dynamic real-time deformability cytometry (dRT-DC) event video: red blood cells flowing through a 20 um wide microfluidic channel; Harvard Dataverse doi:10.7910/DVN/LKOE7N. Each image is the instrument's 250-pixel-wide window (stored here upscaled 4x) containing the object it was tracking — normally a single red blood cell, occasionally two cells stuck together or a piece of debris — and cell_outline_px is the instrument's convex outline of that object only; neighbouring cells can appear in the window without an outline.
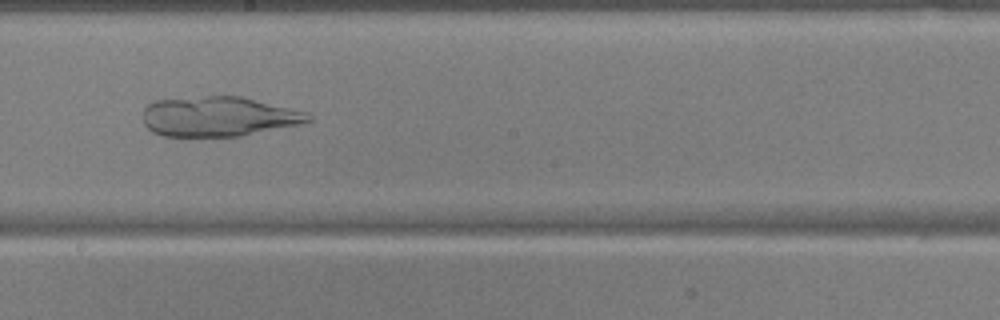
{"species": "common noctule bat (a hibernating species)", "species_latin": "Nyctalus noctula", "temperature_condition": "warm", "stored_images_in_passage": 52, "camera_frame_rate_fps": 3000, "um_per_image_px": 0.085, "animal": {"sex": "male", "body_mass_g": 17.9, "forearm_length_mm": 54.2}, "frame": {"image": 1, "passage_image": 30, "time_ms": 9.667, "image_size_px": [1000, 320], "cell_outline_px": [[312, 120], [300, 124], [240, 136], [164, 136], [152, 132], [144, 124], [144, 108], [148, 104], [156, 100], [208, 96], [240, 96], [308, 112], [312, 116]], "centroid_in_image_um": [18.59, 9.9], "position_along_channel_um": 229.6, "area_um2": 38.26}}